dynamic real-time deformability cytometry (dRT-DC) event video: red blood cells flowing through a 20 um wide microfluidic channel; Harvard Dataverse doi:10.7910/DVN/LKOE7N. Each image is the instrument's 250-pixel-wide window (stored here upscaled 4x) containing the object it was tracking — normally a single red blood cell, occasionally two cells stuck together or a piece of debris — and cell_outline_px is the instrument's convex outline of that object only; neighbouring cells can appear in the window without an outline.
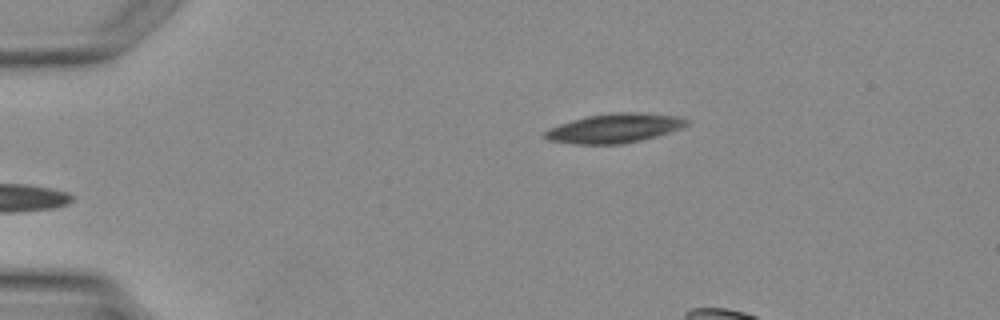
{"species": "Egyptian fruit bat (a non-hibernating species)", "species_latin": "Rousettus aegyptiacus", "temperature_condition": "warm", "stored_images_in_passage": 2, "camera_frame_rate_fps": 3000, "um_per_image_px": 0.085, "animal": {"sex": "female"}, "frame": {"image": 1, "passage_image": 2, "time_ms": 1.333, "image_size_px": [1000, 320], "cell_outline_px": [[688, 124], [684, 128], [672, 132], [624, 144], [572, 144], [544, 140], [544, 132], [548, 128], [572, 120], [588, 116], [612, 112], [628, 112], [676, 116], [688, 120]], "centroid_in_image_um": [52.2, 10.91], "position_along_channel_um": 32.8, "area_um2": 24.22}}